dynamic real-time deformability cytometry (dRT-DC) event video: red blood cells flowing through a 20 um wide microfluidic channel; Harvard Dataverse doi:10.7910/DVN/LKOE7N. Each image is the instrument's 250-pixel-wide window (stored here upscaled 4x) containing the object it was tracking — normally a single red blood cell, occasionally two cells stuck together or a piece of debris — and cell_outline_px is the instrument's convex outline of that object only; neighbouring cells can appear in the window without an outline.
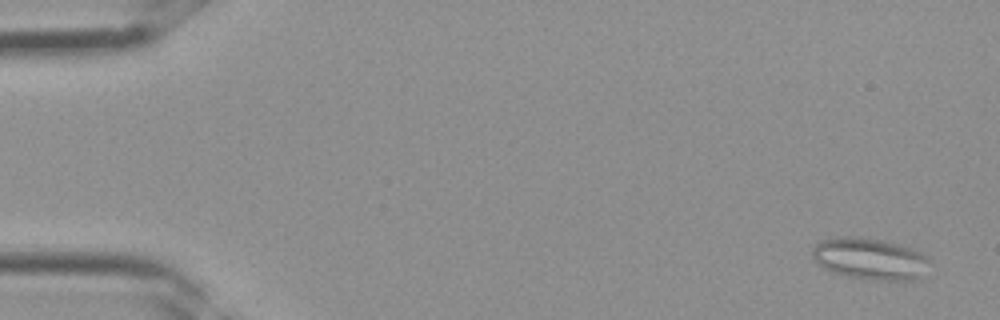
{"species": "Egyptian fruit bat (a non-hibernating species)", "species_latin": "Rousettus aegyptiacus", "temperature_condition": "room temperature", "stored_images_in_passage": 4, "camera_frame_rate_fps": 3000, "um_per_image_px": 0.085, "frame": {"image": 1, "passage_image": 1, "time_ms": 0.0, "image_size_px": [1000, 320], "cell_outline_px": [[928, 260], [920, 276], [912, 280], [876, 280], [848, 276], [832, 272], [824, 268], [812, 256], [812, 248], [820, 240], [836, 236], [856, 236], [884, 240], [912, 248], [928, 256]], "centroid_in_image_um": [73.89, 21.96], "position_along_channel_um": 11.1, "area_um2": 28.26}}